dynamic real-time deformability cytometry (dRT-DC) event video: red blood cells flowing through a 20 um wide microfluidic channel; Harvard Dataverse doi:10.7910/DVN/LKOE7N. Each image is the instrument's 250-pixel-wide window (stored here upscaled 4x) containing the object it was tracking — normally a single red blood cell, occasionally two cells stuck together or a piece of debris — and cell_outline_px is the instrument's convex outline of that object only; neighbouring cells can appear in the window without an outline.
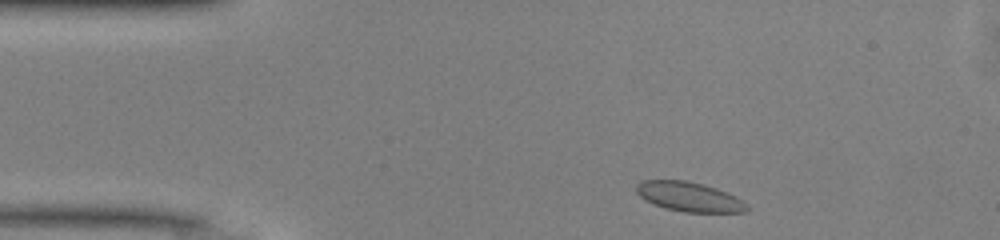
{"species": "common noctule bat (a hibernating species)", "species_latin": "Nyctalus noctula", "temperature_condition": "warm", "stored_images_in_passage": 43, "camera_frame_rate_fps": 3000, "um_per_image_px": 0.085, "animal": {"sex": "male", "body_mass_g": 13.0, "forearm_length_mm": 53.1}, "frame": {"image": 1, "passage_image": 2, "time_ms": 0.333, "image_size_px": [1000, 240], "cell_outline_px": [[748, 208], [744, 212], [684, 212], [664, 208], [644, 200], [636, 192], [636, 184], [644, 180], [684, 180], [704, 184], [728, 192], [736, 196], [748, 204]], "centroid_in_image_um": [58.58, 16.72], "position_along_channel_um": 26.4, "area_um2": 19.13}}
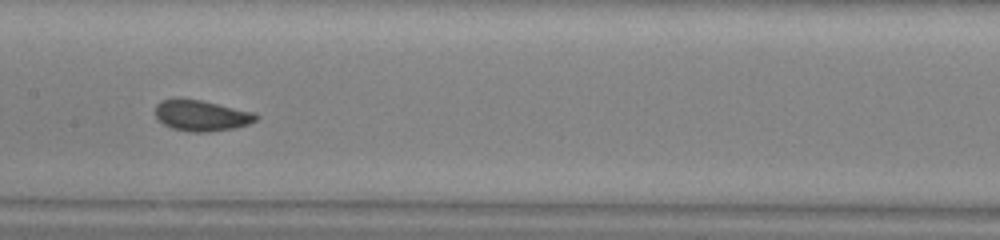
{"frame": {"image": 2, "passage_image": 18, "time_ms": 5.667, "image_size_px": [1000, 240], "cell_outline_px": [[260, 116], [256, 120], [248, 124], [232, 128], [204, 132], [188, 132], [172, 128], [164, 124], [156, 116], [156, 104], [160, 100], [200, 100], [256, 112]], "centroid_in_image_um": [17.16, 9.83], "position_along_channel_um": 190.2, "area_um2": 17.8}}
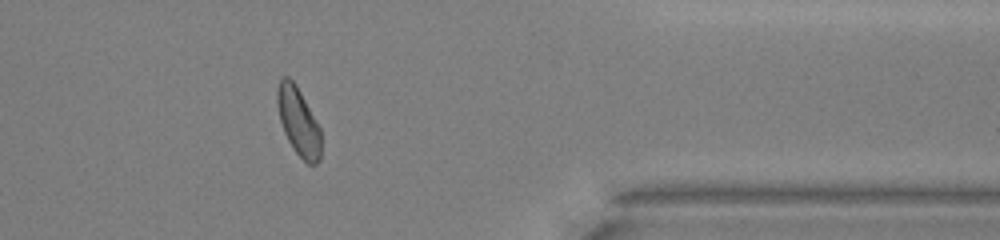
{"frame": {"image": 3, "passage_image": 34, "time_ms": 11.0, "image_size_px": [1000, 240], "cell_outline_px": [[320, 160], [316, 164], [308, 164], [296, 152], [288, 140], [284, 132], [280, 120], [276, 104], [276, 88], [280, 80], [284, 76], [288, 76], [296, 84], [320, 128]], "centroid_in_image_um": [25.34, 10.3], "position_along_channel_um": 386.1, "area_um2": 17.22}, "authors_computed_cell_mechanics": {"area_um2": 17.918, "velocity_mm_per_s": 4.1048, "shape_relaxation_time_tau1_ms": 2.149, "shape_relaxation_time_tau2_ms": null, "deformation_change_tau1": 0.059, "deformation_change_tau2": null}}